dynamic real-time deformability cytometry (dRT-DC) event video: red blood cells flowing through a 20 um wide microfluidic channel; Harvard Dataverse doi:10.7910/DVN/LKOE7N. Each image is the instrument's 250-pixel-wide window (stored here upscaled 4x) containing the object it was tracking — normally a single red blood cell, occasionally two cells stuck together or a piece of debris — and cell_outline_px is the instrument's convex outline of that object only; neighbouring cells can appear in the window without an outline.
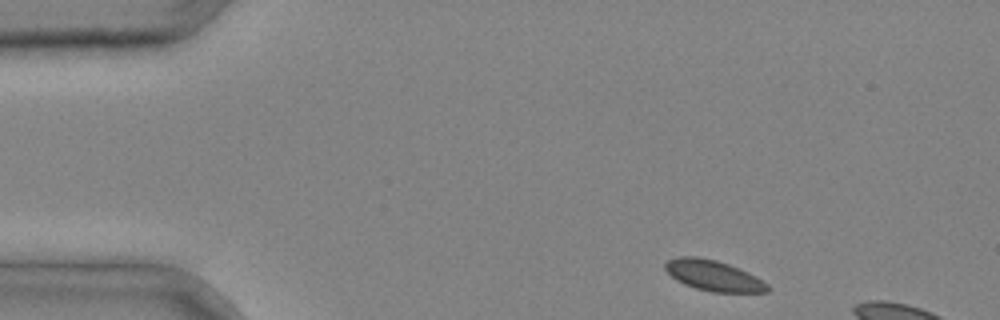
{"species": "common noctule bat (a hibernating species)", "species_latin": "Nyctalus noctula", "temperature_condition": "cold", "stored_images_in_passage": 3, "camera_frame_rate_fps": 3000, "um_per_image_px": 0.085, "animal": {"sex": "male", "body_mass_g": 20.4}, "frame": {"image": 1, "passage_image": 1, "time_ms": 0.0, "image_size_px": [1000, 320], "cell_outline_px": [[768, 292], [712, 292], [696, 288], [684, 284], [676, 280], [664, 268], [664, 264], [668, 260], [676, 256], [696, 256], [716, 260], [728, 264], [748, 272], [756, 276], [768, 284]], "centroid_in_image_um": [60.62, 23.41], "position_along_channel_um": 24.4, "area_um2": 18.21}}